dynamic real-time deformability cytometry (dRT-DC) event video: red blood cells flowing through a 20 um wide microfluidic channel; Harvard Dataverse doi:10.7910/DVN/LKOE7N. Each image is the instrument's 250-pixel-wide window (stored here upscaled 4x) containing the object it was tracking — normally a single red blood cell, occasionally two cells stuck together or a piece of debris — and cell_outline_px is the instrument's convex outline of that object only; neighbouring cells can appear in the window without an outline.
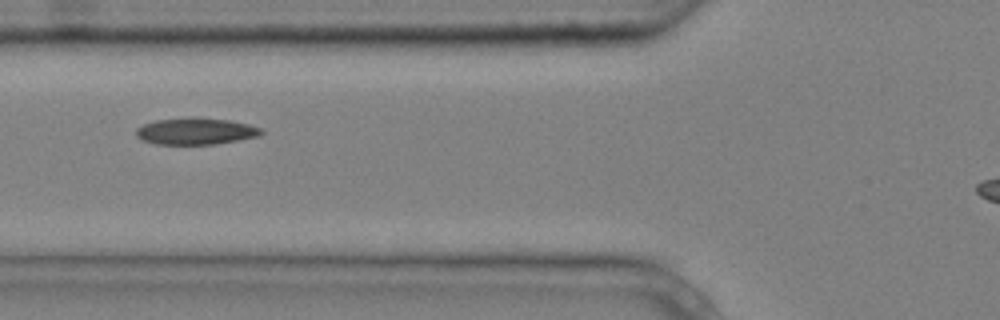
{"species": "common noctule bat (a hibernating species)", "species_latin": "Nyctalus noctula", "temperature_condition": "cold", "stored_images_in_passage": 8, "camera_frame_rate_fps": 3000, "um_per_image_px": 0.085, "animal": {"sex": "male", "body_mass_g": 20.4}, "frame": {"image": 1, "passage_image": 6, "time_ms": 1.667, "image_size_px": [1000, 320], "cell_outline_px": [[264, 132], [260, 136], [216, 144], [156, 144], [140, 140], [136, 136], [136, 128], [144, 124], [156, 120], [228, 120], [248, 124], [260, 128]], "centroid_in_image_um": [16.63, 11.21], "position_along_channel_um": 109.2, "area_um2": 18.61}}